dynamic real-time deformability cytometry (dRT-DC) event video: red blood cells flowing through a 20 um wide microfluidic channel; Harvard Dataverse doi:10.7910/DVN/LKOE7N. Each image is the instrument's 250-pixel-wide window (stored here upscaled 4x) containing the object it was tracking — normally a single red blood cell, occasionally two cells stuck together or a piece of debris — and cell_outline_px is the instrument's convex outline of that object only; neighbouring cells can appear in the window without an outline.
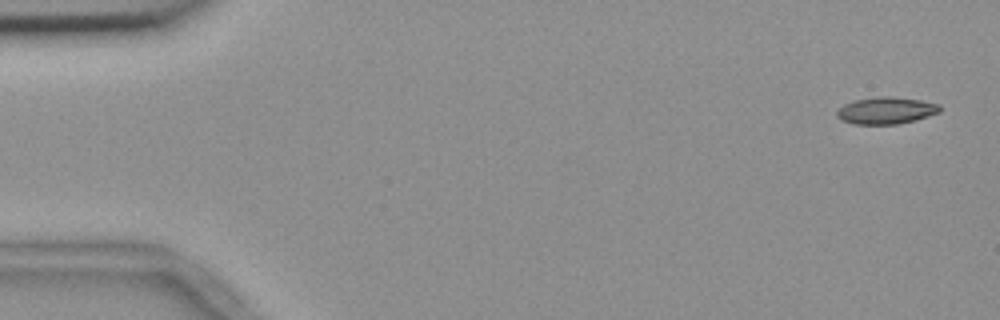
{"species": "common noctule bat (a hibernating species)", "species_latin": "Nyctalus noctula", "temperature_condition": "room temperature", "stored_images_in_passage": 55, "camera_frame_rate_fps": 3000, "um_per_image_px": 0.085, "animal": {"sex": "female", "body_mass_g": 18.4}, "frame": {"image": 1, "passage_image": 2, "time_ms": 0.333, "image_size_px": [1000, 320], "cell_outline_px": [[940, 112], [916, 120], [900, 124], [852, 124], [840, 120], [836, 116], [836, 112], [844, 104], [852, 100], [880, 96], [888, 96], [920, 100], [940, 104]], "centroid_in_image_um": [75.29, 9.4], "position_along_channel_um": 9.7, "area_um2": 16.3}}
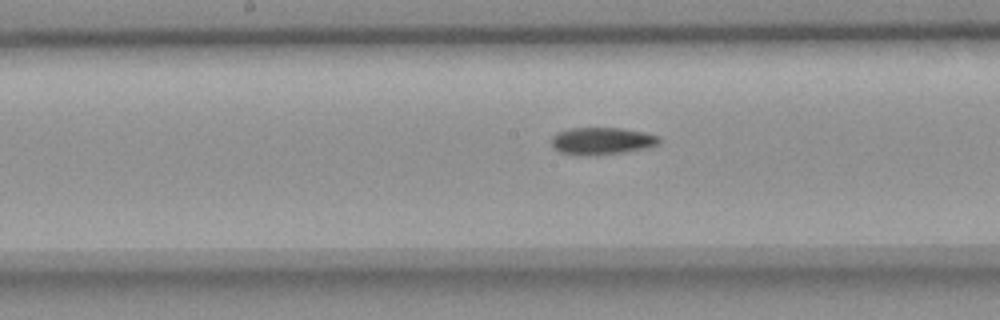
{"frame": {"image": 2, "passage_image": 28, "time_ms": 9.0, "image_size_px": [1000, 320], "cell_outline_px": [[660, 144], [644, 148], [620, 152], [560, 152], [552, 148], [552, 136], [556, 132], [568, 128], [620, 128], [644, 132], [660, 136]], "centroid_in_image_um": [51.18, 11.91], "position_along_channel_um": 197.0, "area_um2": 16.18}}
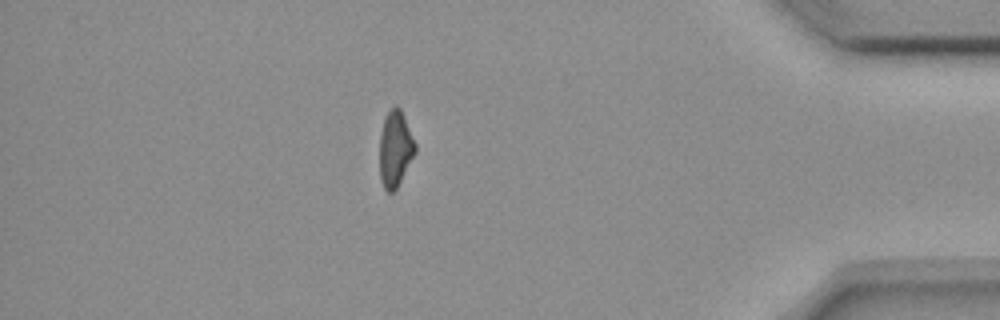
{"frame": {"image": 3, "passage_image": 48, "time_ms": 15.667, "image_size_px": [1000, 320], "cell_outline_px": [[416, 152], [396, 188], [392, 192], [388, 192], [384, 188], [380, 180], [380, 132], [384, 116], [396, 104], [400, 108], [404, 116], [416, 144]], "centroid_in_image_um": [33.58, 12.62], "position_along_channel_um": 401.6, "area_um2": 15.72}}